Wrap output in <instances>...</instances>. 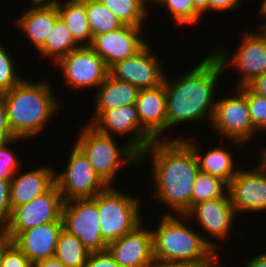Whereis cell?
Instances as JSON below:
<instances>
[{"label":"cell","mask_w":266,"mask_h":267,"mask_svg":"<svg viewBox=\"0 0 266 267\" xmlns=\"http://www.w3.org/2000/svg\"><path fill=\"white\" fill-rule=\"evenodd\" d=\"M143 223L107 245V251L120 267H155L153 236Z\"/></svg>","instance_id":"18"},{"label":"cell","mask_w":266,"mask_h":267,"mask_svg":"<svg viewBox=\"0 0 266 267\" xmlns=\"http://www.w3.org/2000/svg\"><path fill=\"white\" fill-rule=\"evenodd\" d=\"M141 129L154 141L164 140L167 130V99L164 83L140 89L135 102Z\"/></svg>","instance_id":"19"},{"label":"cell","mask_w":266,"mask_h":267,"mask_svg":"<svg viewBox=\"0 0 266 267\" xmlns=\"http://www.w3.org/2000/svg\"><path fill=\"white\" fill-rule=\"evenodd\" d=\"M195 152L199 169L201 172L218 177L227 184L235 177L239 168H235V160L232 158V151L220 147H213L202 155L201 146L196 141L183 139ZM200 147V148H199Z\"/></svg>","instance_id":"24"},{"label":"cell","mask_w":266,"mask_h":267,"mask_svg":"<svg viewBox=\"0 0 266 267\" xmlns=\"http://www.w3.org/2000/svg\"><path fill=\"white\" fill-rule=\"evenodd\" d=\"M0 267H33V263L11 242L2 254Z\"/></svg>","instance_id":"35"},{"label":"cell","mask_w":266,"mask_h":267,"mask_svg":"<svg viewBox=\"0 0 266 267\" xmlns=\"http://www.w3.org/2000/svg\"><path fill=\"white\" fill-rule=\"evenodd\" d=\"M194 10L200 15L209 12V0H192Z\"/></svg>","instance_id":"44"},{"label":"cell","mask_w":266,"mask_h":267,"mask_svg":"<svg viewBox=\"0 0 266 267\" xmlns=\"http://www.w3.org/2000/svg\"><path fill=\"white\" fill-rule=\"evenodd\" d=\"M55 181L64 201L93 198L109 186L99 177L84 152L74 143L66 168Z\"/></svg>","instance_id":"9"},{"label":"cell","mask_w":266,"mask_h":267,"mask_svg":"<svg viewBox=\"0 0 266 267\" xmlns=\"http://www.w3.org/2000/svg\"><path fill=\"white\" fill-rule=\"evenodd\" d=\"M99 1L103 3L110 11H112L123 22L124 25L144 27V22H146V18L149 16L148 0Z\"/></svg>","instance_id":"27"},{"label":"cell","mask_w":266,"mask_h":267,"mask_svg":"<svg viewBox=\"0 0 266 267\" xmlns=\"http://www.w3.org/2000/svg\"><path fill=\"white\" fill-rule=\"evenodd\" d=\"M259 157L256 168L249 171L239 168L228 184V194L237 215L244 211H266V161Z\"/></svg>","instance_id":"14"},{"label":"cell","mask_w":266,"mask_h":267,"mask_svg":"<svg viewBox=\"0 0 266 267\" xmlns=\"http://www.w3.org/2000/svg\"><path fill=\"white\" fill-rule=\"evenodd\" d=\"M62 229L63 222L37 225L18 233L12 242L34 264L39 260L55 256L58 237Z\"/></svg>","instance_id":"20"},{"label":"cell","mask_w":266,"mask_h":267,"mask_svg":"<svg viewBox=\"0 0 266 267\" xmlns=\"http://www.w3.org/2000/svg\"><path fill=\"white\" fill-rule=\"evenodd\" d=\"M17 17L15 24L38 50L46 41L55 20L59 17L56 5H33Z\"/></svg>","instance_id":"22"},{"label":"cell","mask_w":266,"mask_h":267,"mask_svg":"<svg viewBox=\"0 0 266 267\" xmlns=\"http://www.w3.org/2000/svg\"><path fill=\"white\" fill-rule=\"evenodd\" d=\"M254 93L266 97V72L247 85Z\"/></svg>","instance_id":"41"},{"label":"cell","mask_w":266,"mask_h":267,"mask_svg":"<svg viewBox=\"0 0 266 267\" xmlns=\"http://www.w3.org/2000/svg\"><path fill=\"white\" fill-rule=\"evenodd\" d=\"M152 2L166 9L175 25H197L201 19L194 10L192 0H153Z\"/></svg>","instance_id":"31"},{"label":"cell","mask_w":266,"mask_h":267,"mask_svg":"<svg viewBox=\"0 0 266 267\" xmlns=\"http://www.w3.org/2000/svg\"><path fill=\"white\" fill-rule=\"evenodd\" d=\"M116 141V136L114 139L113 136L99 133L87 124L74 142L108 186H114L115 177L121 167L127 164L140 166V154L130 144L124 143L120 147Z\"/></svg>","instance_id":"5"},{"label":"cell","mask_w":266,"mask_h":267,"mask_svg":"<svg viewBox=\"0 0 266 267\" xmlns=\"http://www.w3.org/2000/svg\"><path fill=\"white\" fill-rule=\"evenodd\" d=\"M257 31L243 33L234 54L217 47L213 51L224 68L234 67L240 74L236 87L247 86L255 78L266 72V29L258 27ZM259 31V32H258ZM231 56V57H230ZM242 75V77H241Z\"/></svg>","instance_id":"8"},{"label":"cell","mask_w":266,"mask_h":267,"mask_svg":"<svg viewBox=\"0 0 266 267\" xmlns=\"http://www.w3.org/2000/svg\"><path fill=\"white\" fill-rule=\"evenodd\" d=\"M63 229L81 240L90 252L106 251L107 244L100 233L98 205L92 198L64 201Z\"/></svg>","instance_id":"10"},{"label":"cell","mask_w":266,"mask_h":267,"mask_svg":"<svg viewBox=\"0 0 266 267\" xmlns=\"http://www.w3.org/2000/svg\"><path fill=\"white\" fill-rule=\"evenodd\" d=\"M228 184L218 177L199 171L191 195V208L201 202L224 197Z\"/></svg>","instance_id":"30"},{"label":"cell","mask_w":266,"mask_h":267,"mask_svg":"<svg viewBox=\"0 0 266 267\" xmlns=\"http://www.w3.org/2000/svg\"><path fill=\"white\" fill-rule=\"evenodd\" d=\"M58 15L79 46H90L92 34L87 20L85 0H69L56 4Z\"/></svg>","instance_id":"25"},{"label":"cell","mask_w":266,"mask_h":267,"mask_svg":"<svg viewBox=\"0 0 266 267\" xmlns=\"http://www.w3.org/2000/svg\"><path fill=\"white\" fill-rule=\"evenodd\" d=\"M152 51L147 43L133 56L112 65L108 70L109 75L116 80L129 82L139 89L161 85L165 77L164 66Z\"/></svg>","instance_id":"15"},{"label":"cell","mask_w":266,"mask_h":267,"mask_svg":"<svg viewBox=\"0 0 266 267\" xmlns=\"http://www.w3.org/2000/svg\"><path fill=\"white\" fill-rule=\"evenodd\" d=\"M11 212V180L0 178V229L8 224Z\"/></svg>","instance_id":"36"},{"label":"cell","mask_w":266,"mask_h":267,"mask_svg":"<svg viewBox=\"0 0 266 267\" xmlns=\"http://www.w3.org/2000/svg\"><path fill=\"white\" fill-rule=\"evenodd\" d=\"M243 267H266V252L250 257Z\"/></svg>","instance_id":"42"},{"label":"cell","mask_w":266,"mask_h":267,"mask_svg":"<svg viewBox=\"0 0 266 267\" xmlns=\"http://www.w3.org/2000/svg\"><path fill=\"white\" fill-rule=\"evenodd\" d=\"M218 260H198V261H171L157 264L155 267H222Z\"/></svg>","instance_id":"39"},{"label":"cell","mask_w":266,"mask_h":267,"mask_svg":"<svg viewBox=\"0 0 266 267\" xmlns=\"http://www.w3.org/2000/svg\"><path fill=\"white\" fill-rule=\"evenodd\" d=\"M142 28L124 25L117 30L101 33L92 38L89 47L104 60L109 69L117 62L133 56L148 43L141 37Z\"/></svg>","instance_id":"17"},{"label":"cell","mask_w":266,"mask_h":267,"mask_svg":"<svg viewBox=\"0 0 266 267\" xmlns=\"http://www.w3.org/2000/svg\"><path fill=\"white\" fill-rule=\"evenodd\" d=\"M25 141L23 138H15L11 142L0 144V178L11 180L12 176L21 170V162H19L16 153L9 147L16 141ZM14 142V143H13ZM11 144V145H10Z\"/></svg>","instance_id":"34"},{"label":"cell","mask_w":266,"mask_h":267,"mask_svg":"<svg viewBox=\"0 0 266 267\" xmlns=\"http://www.w3.org/2000/svg\"><path fill=\"white\" fill-rule=\"evenodd\" d=\"M19 171L11 178L12 210L33 201L38 196L48 192L56 184L55 167L43 165L23 173Z\"/></svg>","instance_id":"21"},{"label":"cell","mask_w":266,"mask_h":267,"mask_svg":"<svg viewBox=\"0 0 266 267\" xmlns=\"http://www.w3.org/2000/svg\"><path fill=\"white\" fill-rule=\"evenodd\" d=\"M88 251L79 238L62 229L59 234L55 257L66 267H85Z\"/></svg>","instance_id":"28"},{"label":"cell","mask_w":266,"mask_h":267,"mask_svg":"<svg viewBox=\"0 0 266 267\" xmlns=\"http://www.w3.org/2000/svg\"><path fill=\"white\" fill-rule=\"evenodd\" d=\"M64 199L55 184L48 192L33 201L15 207L8 224L3 228L12 240L18 233L49 222H63Z\"/></svg>","instance_id":"11"},{"label":"cell","mask_w":266,"mask_h":267,"mask_svg":"<svg viewBox=\"0 0 266 267\" xmlns=\"http://www.w3.org/2000/svg\"><path fill=\"white\" fill-rule=\"evenodd\" d=\"M53 94L48 81L34 83L23 79L0 95L6 106L10 129L16 138L28 140L45 131L44 126L61 107Z\"/></svg>","instance_id":"3"},{"label":"cell","mask_w":266,"mask_h":267,"mask_svg":"<svg viewBox=\"0 0 266 267\" xmlns=\"http://www.w3.org/2000/svg\"><path fill=\"white\" fill-rule=\"evenodd\" d=\"M15 138L8 123L5 103L0 97V144L11 142Z\"/></svg>","instance_id":"38"},{"label":"cell","mask_w":266,"mask_h":267,"mask_svg":"<svg viewBox=\"0 0 266 267\" xmlns=\"http://www.w3.org/2000/svg\"><path fill=\"white\" fill-rule=\"evenodd\" d=\"M28 1V0H27ZM30 4L32 5H56L61 2H64L65 0H29ZM69 1V0H66Z\"/></svg>","instance_id":"46"},{"label":"cell","mask_w":266,"mask_h":267,"mask_svg":"<svg viewBox=\"0 0 266 267\" xmlns=\"http://www.w3.org/2000/svg\"><path fill=\"white\" fill-rule=\"evenodd\" d=\"M33 267H66L55 256L39 260L33 264Z\"/></svg>","instance_id":"43"},{"label":"cell","mask_w":266,"mask_h":267,"mask_svg":"<svg viewBox=\"0 0 266 267\" xmlns=\"http://www.w3.org/2000/svg\"><path fill=\"white\" fill-rule=\"evenodd\" d=\"M85 267H120L109 252H90Z\"/></svg>","instance_id":"37"},{"label":"cell","mask_w":266,"mask_h":267,"mask_svg":"<svg viewBox=\"0 0 266 267\" xmlns=\"http://www.w3.org/2000/svg\"><path fill=\"white\" fill-rule=\"evenodd\" d=\"M167 137L154 140L140 154V165L151 157L153 196L177 215H185L191 209L192 190L200 169L194 150L183 138Z\"/></svg>","instance_id":"1"},{"label":"cell","mask_w":266,"mask_h":267,"mask_svg":"<svg viewBox=\"0 0 266 267\" xmlns=\"http://www.w3.org/2000/svg\"><path fill=\"white\" fill-rule=\"evenodd\" d=\"M224 70L222 62L212 51L198 66L173 78L172 82L165 74L167 130L184 122L206 120L211 125L217 103L214 89L218 87L217 82Z\"/></svg>","instance_id":"2"},{"label":"cell","mask_w":266,"mask_h":267,"mask_svg":"<svg viewBox=\"0 0 266 267\" xmlns=\"http://www.w3.org/2000/svg\"><path fill=\"white\" fill-rule=\"evenodd\" d=\"M258 14L262 15L263 18H265L264 20H266V0H262L261 1V5L258 8ZM260 28H265L266 29V23L263 21V24L259 25Z\"/></svg>","instance_id":"47"},{"label":"cell","mask_w":266,"mask_h":267,"mask_svg":"<svg viewBox=\"0 0 266 267\" xmlns=\"http://www.w3.org/2000/svg\"><path fill=\"white\" fill-rule=\"evenodd\" d=\"M92 37L124 26L123 22L99 0H85Z\"/></svg>","instance_id":"29"},{"label":"cell","mask_w":266,"mask_h":267,"mask_svg":"<svg viewBox=\"0 0 266 267\" xmlns=\"http://www.w3.org/2000/svg\"><path fill=\"white\" fill-rule=\"evenodd\" d=\"M60 69L65 84L75 89H96L108 76V67L89 46H80L60 59L54 66Z\"/></svg>","instance_id":"12"},{"label":"cell","mask_w":266,"mask_h":267,"mask_svg":"<svg viewBox=\"0 0 266 267\" xmlns=\"http://www.w3.org/2000/svg\"><path fill=\"white\" fill-rule=\"evenodd\" d=\"M168 211L161 216L158 227L151 230L156 265L180 260L220 259L219 254L207 243V237L187 225L186 215H175Z\"/></svg>","instance_id":"4"},{"label":"cell","mask_w":266,"mask_h":267,"mask_svg":"<svg viewBox=\"0 0 266 267\" xmlns=\"http://www.w3.org/2000/svg\"><path fill=\"white\" fill-rule=\"evenodd\" d=\"M95 93L94 111H109L117 107L135 104L140 89L129 82L112 78L109 74Z\"/></svg>","instance_id":"23"},{"label":"cell","mask_w":266,"mask_h":267,"mask_svg":"<svg viewBox=\"0 0 266 267\" xmlns=\"http://www.w3.org/2000/svg\"><path fill=\"white\" fill-rule=\"evenodd\" d=\"M88 122L99 133L115 136L130 134L127 144H130L141 154L153 140L141 129L135 104L117 107L109 111H94ZM113 133V134H112ZM130 138V139H129Z\"/></svg>","instance_id":"13"},{"label":"cell","mask_w":266,"mask_h":267,"mask_svg":"<svg viewBox=\"0 0 266 267\" xmlns=\"http://www.w3.org/2000/svg\"><path fill=\"white\" fill-rule=\"evenodd\" d=\"M109 186L92 199L98 205L100 233L108 245L143 223L139 198Z\"/></svg>","instance_id":"6"},{"label":"cell","mask_w":266,"mask_h":267,"mask_svg":"<svg viewBox=\"0 0 266 267\" xmlns=\"http://www.w3.org/2000/svg\"><path fill=\"white\" fill-rule=\"evenodd\" d=\"M241 0H209V11L224 12L236 9L242 4ZM214 10V11H213Z\"/></svg>","instance_id":"40"},{"label":"cell","mask_w":266,"mask_h":267,"mask_svg":"<svg viewBox=\"0 0 266 267\" xmlns=\"http://www.w3.org/2000/svg\"><path fill=\"white\" fill-rule=\"evenodd\" d=\"M15 61L8 48L0 43V95L19 84L24 78L16 70Z\"/></svg>","instance_id":"32"},{"label":"cell","mask_w":266,"mask_h":267,"mask_svg":"<svg viewBox=\"0 0 266 267\" xmlns=\"http://www.w3.org/2000/svg\"><path fill=\"white\" fill-rule=\"evenodd\" d=\"M234 90L237 94H232V96L230 94L217 100L213 119L209 126L212 131L220 134L222 139L226 137L230 143L243 146L247 141H251L258 131L253 126L246 95L238 87H235Z\"/></svg>","instance_id":"7"},{"label":"cell","mask_w":266,"mask_h":267,"mask_svg":"<svg viewBox=\"0 0 266 267\" xmlns=\"http://www.w3.org/2000/svg\"><path fill=\"white\" fill-rule=\"evenodd\" d=\"M80 46L73 39L70 31L60 17L55 20L45 43L37 50L42 57L52 58L55 64Z\"/></svg>","instance_id":"26"},{"label":"cell","mask_w":266,"mask_h":267,"mask_svg":"<svg viewBox=\"0 0 266 267\" xmlns=\"http://www.w3.org/2000/svg\"><path fill=\"white\" fill-rule=\"evenodd\" d=\"M238 88L246 95L254 128L266 133V97L254 93L248 86Z\"/></svg>","instance_id":"33"},{"label":"cell","mask_w":266,"mask_h":267,"mask_svg":"<svg viewBox=\"0 0 266 267\" xmlns=\"http://www.w3.org/2000/svg\"><path fill=\"white\" fill-rule=\"evenodd\" d=\"M12 242L10 237L6 234V232L3 229H0V264H1V258L2 254L5 250V248Z\"/></svg>","instance_id":"45"},{"label":"cell","mask_w":266,"mask_h":267,"mask_svg":"<svg viewBox=\"0 0 266 267\" xmlns=\"http://www.w3.org/2000/svg\"><path fill=\"white\" fill-rule=\"evenodd\" d=\"M236 214L227 193L224 197L194 205L185 215L191 222L196 218L198 224L208 234L207 243L219 253L217 247L219 243L216 244V241L211 240L210 236L223 241L229 237L231 228L234 227Z\"/></svg>","instance_id":"16"}]
</instances>
